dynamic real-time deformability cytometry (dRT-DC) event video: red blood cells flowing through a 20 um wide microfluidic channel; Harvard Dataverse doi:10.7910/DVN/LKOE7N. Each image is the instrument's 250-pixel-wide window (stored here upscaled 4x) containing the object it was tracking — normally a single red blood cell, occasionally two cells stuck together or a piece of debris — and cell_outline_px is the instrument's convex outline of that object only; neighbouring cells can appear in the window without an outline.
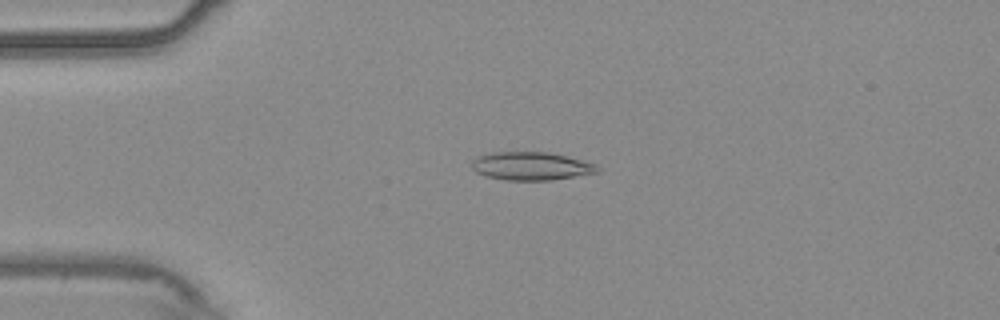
{"species": "common noctule bat (a hibernating species)", "species_latin": "Nyctalus noctula", "temperature_condition": "warm", "stored_images_in_passage": 53, "camera_frame_rate_fps": 3000, "um_per_image_px": 0.085, "animal": {"sex": "male", "body_mass_g": 20.4}, "frame": {"image": 1, "passage_image": 12, "time_ms": 3.667, "image_size_px": [1000, 320], "cell_outline_px": [[600, 172], [552, 180], [504, 180], [484, 176], [476, 172], [472, 168], [472, 160], [488, 152], [548, 152], [568, 156], [596, 164], [600, 168]], "centroid_in_image_um": [45.15, 14.12], "position_along_channel_um": 39.8, "area_um2": 20.81}}
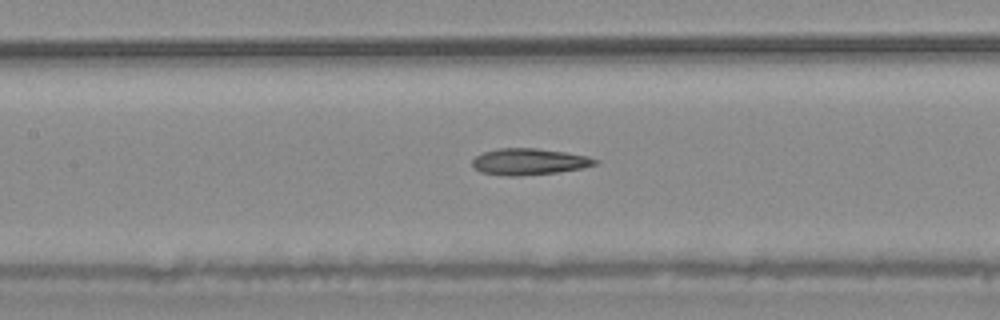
{"frame": {"image": 2, "passage_image": 24, "time_ms": 7.667, "image_size_px": [1000, 320], "cell_outline_px": [[600, 160], [596, 164], [584, 168], [556, 172], [520, 176], [504, 176], [480, 172], [472, 164], [472, 160], [476, 156], [484, 152], [500, 148], [536, 148], [564, 152], [588, 156]], "centroid_in_image_um": [44.99, 13.74], "position_along_channel_um": 162.4, "area_um2": 18.9}}
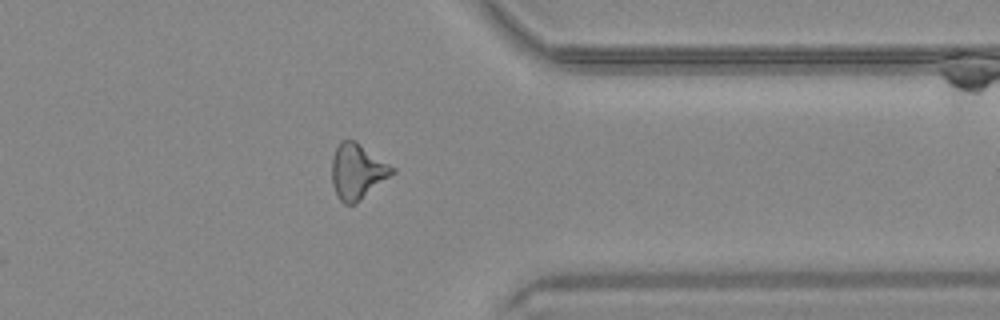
{"frame": {"image": 3, "passage_image": 42, "time_ms": 13.667, "image_size_px": [1000, 320], "cell_outline_px": [[396, 172], [356, 204], [344, 204], [340, 200], [332, 184], [332, 156], [340, 140], [356, 140], [396, 168]], "centroid_in_image_um": [30.39, 14.56], "position_along_channel_um": 381.0, "area_um2": 19.71}, "authors_computed_cell_mechanics": {"area_um2": 19.363, "velocity_mm_per_s": 3.7842, "shape_relaxation_time_tau1_ms": null, "shape_relaxation_time_tau2_ms": 10.035, "deformation_change_tau1": null, "deformation_change_tau2": 0.2526}}